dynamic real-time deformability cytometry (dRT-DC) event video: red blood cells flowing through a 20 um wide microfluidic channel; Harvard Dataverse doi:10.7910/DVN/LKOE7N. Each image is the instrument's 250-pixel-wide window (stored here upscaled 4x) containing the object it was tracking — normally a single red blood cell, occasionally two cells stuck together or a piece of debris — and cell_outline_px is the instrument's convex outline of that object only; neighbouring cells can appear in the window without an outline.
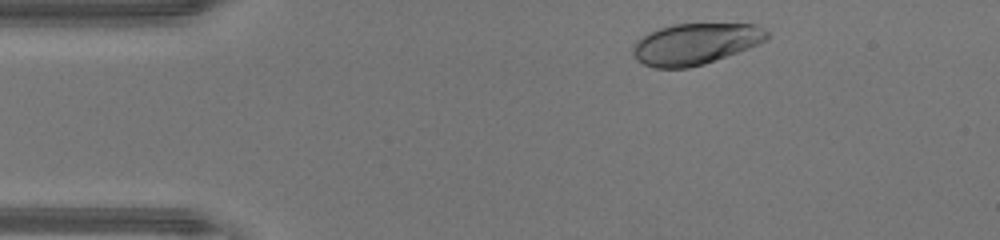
{"species": "human", "species_latin": "Homo sapiens", "temperature_condition": "warm", "stored_images_in_passage": 35, "camera_frame_rate_fps": 3000, "um_per_image_px": 0.085, "donor": {"sex": "male"}, "frame": {"image": 1, "passage_image": 3, "time_ms": 0.667, "image_size_px": [1000, 240], "cell_outline_px": [[768, 40], [748, 48], [704, 64], [688, 68], [656, 68], [644, 64], [632, 52], [632, 44], [636, 40], [648, 32], [672, 24], [756, 24], [764, 28], [768, 32]], "centroid_in_image_um": [59.1, 3.72], "position_along_channel_um": 25.9, "area_um2": 32.14}}
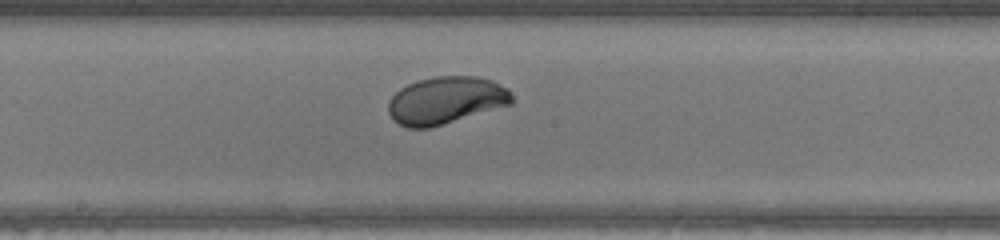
{"frame": {"image": 2, "passage_image": 20, "time_ms": 6.333, "image_size_px": [1000, 240], "cell_outline_px": [[516, 100], [512, 104], [428, 128], [408, 128], [392, 120], [388, 112], [388, 100], [400, 88], [416, 80], [436, 76], [476, 76], [492, 80], [508, 88]], "centroid_in_image_um": [37.91, 8.52], "position_along_channel_um": 210.3, "area_um2": 34.28}}
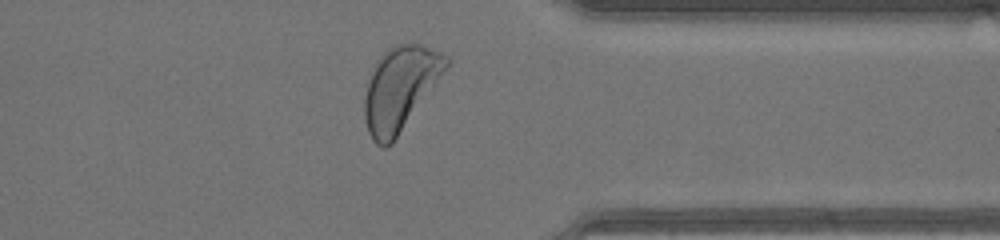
{"frame": {"image": 3, "passage_image": 32, "time_ms": 10.333, "image_size_px": [1000, 240], "cell_outline_px": [[452, 64], [392, 144], [384, 148], [376, 144], [372, 140], [368, 132], [364, 120], [364, 100], [368, 84], [376, 60], [388, 48], [396, 44], [420, 44], [440, 52], [452, 60]], "centroid_in_image_um": [34.04, 7.53], "position_along_channel_um": 377.4, "area_um2": 40.06}, "authors_computed_cell_mechanics": {"area_um2": 33.9286, "velocity_mm_per_s": 4.3903, "shape_relaxation_time_tau1_ms": 1.6867, "shape_relaxation_time_tau2_ms": null, "deformation_change_tau1": 0.1448, "deformation_change_tau2": null}}